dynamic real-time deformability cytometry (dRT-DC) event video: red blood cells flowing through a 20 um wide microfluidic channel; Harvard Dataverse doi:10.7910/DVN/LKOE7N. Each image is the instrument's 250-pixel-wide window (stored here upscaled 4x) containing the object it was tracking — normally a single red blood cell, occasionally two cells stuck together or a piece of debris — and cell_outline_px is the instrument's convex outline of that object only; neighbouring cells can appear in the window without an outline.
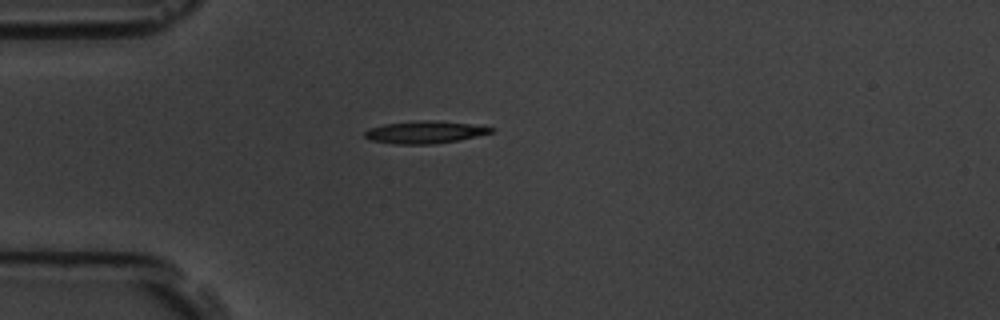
{"species": "common noctule bat (a hibernating species)", "species_latin": "Nyctalus noctula", "temperature_condition": "room temperature", "stored_images_in_passage": 1, "camera_frame_rate_fps": 3000, "um_per_image_px": 0.085, "animal": {"sex": "male", "body_mass_g": 19.5, "forearm_length_mm": 54.6}, "frame": {"image": 1, "passage_image": 1, "time_ms": 0.0, "image_size_px": [1000, 320], "cell_outline_px": [[492, 132], [460, 140], [432, 144], [396, 144], [368, 140], [364, 136], [364, 132], [368, 128], [384, 124], [424, 120], [432, 120], [472, 124], [492, 128]], "centroid_in_image_um": [36.04, 11.24], "position_along_channel_um": 49.0, "area_um2": 16.36}}